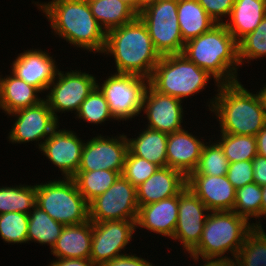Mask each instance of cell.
<instances>
[{
    "mask_svg": "<svg viewBox=\"0 0 266 266\" xmlns=\"http://www.w3.org/2000/svg\"><path fill=\"white\" fill-rule=\"evenodd\" d=\"M253 174L252 160L229 163L227 177L236 190L254 183Z\"/></svg>",
    "mask_w": 266,
    "mask_h": 266,
    "instance_id": "obj_40",
    "label": "cell"
},
{
    "mask_svg": "<svg viewBox=\"0 0 266 266\" xmlns=\"http://www.w3.org/2000/svg\"><path fill=\"white\" fill-rule=\"evenodd\" d=\"M104 56L114 57L118 74H134L150 78L159 62L160 54L155 50L143 21L137 16L133 21L106 33Z\"/></svg>",
    "mask_w": 266,
    "mask_h": 266,
    "instance_id": "obj_3",
    "label": "cell"
},
{
    "mask_svg": "<svg viewBox=\"0 0 266 266\" xmlns=\"http://www.w3.org/2000/svg\"><path fill=\"white\" fill-rule=\"evenodd\" d=\"M265 16L266 0H235L231 15L225 19L224 24L239 42L254 31Z\"/></svg>",
    "mask_w": 266,
    "mask_h": 266,
    "instance_id": "obj_25",
    "label": "cell"
},
{
    "mask_svg": "<svg viewBox=\"0 0 266 266\" xmlns=\"http://www.w3.org/2000/svg\"><path fill=\"white\" fill-rule=\"evenodd\" d=\"M187 186V177L168 166L159 167L145 182L136 187L139 207L178 195Z\"/></svg>",
    "mask_w": 266,
    "mask_h": 266,
    "instance_id": "obj_21",
    "label": "cell"
},
{
    "mask_svg": "<svg viewBox=\"0 0 266 266\" xmlns=\"http://www.w3.org/2000/svg\"><path fill=\"white\" fill-rule=\"evenodd\" d=\"M158 0H138V12L148 6L149 4L155 3Z\"/></svg>",
    "mask_w": 266,
    "mask_h": 266,
    "instance_id": "obj_47",
    "label": "cell"
},
{
    "mask_svg": "<svg viewBox=\"0 0 266 266\" xmlns=\"http://www.w3.org/2000/svg\"><path fill=\"white\" fill-rule=\"evenodd\" d=\"M207 14L217 23L223 24V18L230 17L235 0H197Z\"/></svg>",
    "mask_w": 266,
    "mask_h": 266,
    "instance_id": "obj_41",
    "label": "cell"
},
{
    "mask_svg": "<svg viewBox=\"0 0 266 266\" xmlns=\"http://www.w3.org/2000/svg\"><path fill=\"white\" fill-rule=\"evenodd\" d=\"M178 219V195L139 207L136 228L172 238Z\"/></svg>",
    "mask_w": 266,
    "mask_h": 266,
    "instance_id": "obj_22",
    "label": "cell"
},
{
    "mask_svg": "<svg viewBox=\"0 0 266 266\" xmlns=\"http://www.w3.org/2000/svg\"><path fill=\"white\" fill-rule=\"evenodd\" d=\"M238 266H266V233L261 227H254L236 256Z\"/></svg>",
    "mask_w": 266,
    "mask_h": 266,
    "instance_id": "obj_32",
    "label": "cell"
},
{
    "mask_svg": "<svg viewBox=\"0 0 266 266\" xmlns=\"http://www.w3.org/2000/svg\"><path fill=\"white\" fill-rule=\"evenodd\" d=\"M89 220L103 222L112 220H134L138 215L136 187L120 175L103 194L89 203Z\"/></svg>",
    "mask_w": 266,
    "mask_h": 266,
    "instance_id": "obj_11",
    "label": "cell"
},
{
    "mask_svg": "<svg viewBox=\"0 0 266 266\" xmlns=\"http://www.w3.org/2000/svg\"><path fill=\"white\" fill-rule=\"evenodd\" d=\"M211 75L190 61L183 53L161 56L154 68L149 85L159 93L183 100L205 90Z\"/></svg>",
    "mask_w": 266,
    "mask_h": 266,
    "instance_id": "obj_6",
    "label": "cell"
},
{
    "mask_svg": "<svg viewBox=\"0 0 266 266\" xmlns=\"http://www.w3.org/2000/svg\"><path fill=\"white\" fill-rule=\"evenodd\" d=\"M36 206V184L0 186V214L21 212L29 214Z\"/></svg>",
    "mask_w": 266,
    "mask_h": 266,
    "instance_id": "obj_30",
    "label": "cell"
},
{
    "mask_svg": "<svg viewBox=\"0 0 266 266\" xmlns=\"http://www.w3.org/2000/svg\"><path fill=\"white\" fill-rule=\"evenodd\" d=\"M266 57V16L254 31L238 42V58L240 65L244 62ZM247 60V61H246Z\"/></svg>",
    "mask_w": 266,
    "mask_h": 266,
    "instance_id": "obj_37",
    "label": "cell"
},
{
    "mask_svg": "<svg viewBox=\"0 0 266 266\" xmlns=\"http://www.w3.org/2000/svg\"><path fill=\"white\" fill-rule=\"evenodd\" d=\"M262 189V201H261V216L266 219V185L261 186Z\"/></svg>",
    "mask_w": 266,
    "mask_h": 266,
    "instance_id": "obj_46",
    "label": "cell"
},
{
    "mask_svg": "<svg viewBox=\"0 0 266 266\" xmlns=\"http://www.w3.org/2000/svg\"><path fill=\"white\" fill-rule=\"evenodd\" d=\"M76 118L91 124H104L106 121L115 120L110 112L109 105L104 94L96 86L87 98L82 102Z\"/></svg>",
    "mask_w": 266,
    "mask_h": 266,
    "instance_id": "obj_36",
    "label": "cell"
},
{
    "mask_svg": "<svg viewBox=\"0 0 266 266\" xmlns=\"http://www.w3.org/2000/svg\"><path fill=\"white\" fill-rule=\"evenodd\" d=\"M101 266H155L145 258L138 257L137 254H125L110 261L104 262Z\"/></svg>",
    "mask_w": 266,
    "mask_h": 266,
    "instance_id": "obj_42",
    "label": "cell"
},
{
    "mask_svg": "<svg viewBox=\"0 0 266 266\" xmlns=\"http://www.w3.org/2000/svg\"><path fill=\"white\" fill-rule=\"evenodd\" d=\"M136 138H127L128 150L134 155L158 165L167 166L168 134L158 130L144 128Z\"/></svg>",
    "mask_w": 266,
    "mask_h": 266,
    "instance_id": "obj_26",
    "label": "cell"
},
{
    "mask_svg": "<svg viewBox=\"0 0 266 266\" xmlns=\"http://www.w3.org/2000/svg\"><path fill=\"white\" fill-rule=\"evenodd\" d=\"M97 86L96 77L81 70H71L67 72H57L56 78L52 81L46 91V98L49 108L54 117L59 120L58 113L70 112L76 115L82 102ZM49 90V91H48Z\"/></svg>",
    "mask_w": 266,
    "mask_h": 266,
    "instance_id": "obj_10",
    "label": "cell"
},
{
    "mask_svg": "<svg viewBox=\"0 0 266 266\" xmlns=\"http://www.w3.org/2000/svg\"><path fill=\"white\" fill-rule=\"evenodd\" d=\"M182 53L219 84L239 80L238 42L224 23L216 24L209 31L187 41Z\"/></svg>",
    "mask_w": 266,
    "mask_h": 266,
    "instance_id": "obj_4",
    "label": "cell"
},
{
    "mask_svg": "<svg viewBox=\"0 0 266 266\" xmlns=\"http://www.w3.org/2000/svg\"><path fill=\"white\" fill-rule=\"evenodd\" d=\"M120 175V172L111 170L77 171L72 178L79 192L89 203L106 192Z\"/></svg>",
    "mask_w": 266,
    "mask_h": 266,
    "instance_id": "obj_31",
    "label": "cell"
},
{
    "mask_svg": "<svg viewBox=\"0 0 266 266\" xmlns=\"http://www.w3.org/2000/svg\"><path fill=\"white\" fill-rule=\"evenodd\" d=\"M0 75V110L7 115L19 109L39 104L44 98L34 86L15 76L11 70L5 77Z\"/></svg>",
    "mask_w": 266,
    "mask_h": 266,
    "instance_id": "obj_24",
    "label": "cell"
},
{
    "mask_svg": "<svg viewBox=\"0 0 266 266\" xmlns=\"http://www.w3.org/2000/svg\"><path fill=\"white\" fill-rule=\"evenodd\" d=\"M53 179L36 184V205L64 225L89 220V205L73 178Z\"/></svg>",
    "mask_w": 266,
    "mask_h": 266,
    "instance_id": "obj_7",
    "label": "cell"
},
{
    "mask_svg": "<svg viewBox=\"0 0 266 266\" xmlns=\"http://www.w3.org/2000/svg\"><path fill=\"white\" fill-rule=\"evenodd\" d=\"M57 259V260H56ZM48 266H97L91 259L56 258Z\"/></svg>",
    "mask_w": 266,
    "mask_h": 266,
    "instance_id": "obj_44",
    "label": "cell"
},
{
    "mask_svg": "<svg viewBox=\"0 0 266 266\" xmlns=\"http://www.w3.org/2000/svg\"><path fill=\"white\" fill-rule=\"evenodd\" d=\"M59 127L52 131L39 150L60 170L63 178H72L78 171L85 140L74 131Z\"/></svg>",
    "mask_w": 266,
    "mask_h": 266,
    "instance_id": "obj_16",
    "label": "cell"
},
{
    "mask_svg": "<svg viewBox=\"0 0 266 266\" xmlns=\"http://www.w3.org/2000/svg\"><path fill=\"white\" fill-rule=\"evenodd\" d=\"M252 167L254 183L260 186L266 185V157L257 154L252 159Z\"/></svg>",
    "mask_w": 266,
    "mask_h": 266,
    "instance_id": "obj_43",
    "label": "cell"
},
{
    "mask_svg": "<svg viewBox=\"0 0 266 266\" xmlns=\"http://www.w3.org/2000/svg\"><path fill=\"white\" fill-rule=\"evenodd\" d=\"M158 168V165L151 163L144 158L134 156L128 150L121 175L133 186L138 187L153 175Z\"/></svg>",
    "mask_w": 266,
    "mask_h": 266,
    "instance_id": "obj_39",
    "label": "cell"
},
{
    "mask_svg": "<svg viewBox=\"0 0 266 266\" xmlns=\"http://www.w3.org/2000/svg\"><path fill=\"white\" fill-rule=\"evenodd\" d=\"M135 231L134 220L92 222L90 259L97 266H101L104 262L127 254L124 251L132 241Z\"/></svg>",
    "mask_w": 266,
    "mask_h": 266,
    "instance_id": "obj_12",
    "label": "cell"
},
{
    "mask_svg": "<svg viewBox=\"0 0 266 266\" xmlns=\"http://www.w3.org/2000/svg\"><path fill=\"white\" fill-rule=\"evenodd\" d=\"M187 186L210 211H232L236 189L227 175H189Z\"/></svg>",
    "mask_w": 266,
    "mask_h": 266,
    "instance_id": "obj_19",
    "label": "cell"
},
{
    "mask_svg": "<svg viewBox=\"0 0 266 266\" xmlns=\"http://www.w3.org/2000/svg\"><path fill=\"white\" fill-rule=\"evenodd\" d=\"M250 222L234 211H210L200 242L189 257L236 258L245 237L254 228Z\"/></svg>",
    "mask_w": 266,
    "mask_h": 266,
    "instance_id": "obj_5",
    "label": "cell"
},
{
    "mask_svg": "<svg viewBox=\"0 0 266 266\" xmlns=\"http://www.w3.org/2000/svg\"><path fill=\"white\" fill-rule=\"evenodd\" d=\"M210 210L186 186L178 194V219L172 240H178L188 254L200 242Z\"/></svg>",
    "mask_w": 266,
    "mask_h": 266,
    "instance_id": "obj_15",
    "label": "cell"
},
{
    "mask_svg": "<svg viewBox=\"0 0 266 266\" xmlns=\"http://www.w3.org/2000/svg\"><path fill=\"white\" fill-rule=\"evenodd\" d=\"M215 91L207 106L219 122L220 133L256 136L266 125V106L260 90L253 94L236 81L220 84Z\"/></svg>",
    "mask_w": 266,
    "mask_h": 266,
    "instance_id": "obj_1",
    "label": "cell"
},
{
    "mask_svg": "<svg viewBox=\"0 0 266 266\" xmlns=\"http://www.w3.org/2000/svg\"><path fill=\"white\" fill-rule=\"evenodd\" d=\"M260 92L263 96L264 102H265V106H266V84L264 85L263 88H260Z\"/></svg>",
    "mask_w": 266,
    "mask_h": 266,
    "instance_id": "obj_49",
    "label": "cell"
},
{
    "mask_svg": "<svg viewBox=\"0 0 266 266\" xmlns=\"http://www.w3.org/2000/svg\"><path fill=\"white\" fill-rule=\"evenodd\" d=\"M261 186L256 183H251L236 190V199L234 203V211L236 214L249 219L258 220L253 223L254 227H261V201H262ZM256 218V219H253Z\"/></svg>",
    "mask_w": 266,
    "mask_h": 266,
    "instance_id": "obj_34",
    "label": "cell"
},
{
    "mask_svg": "<svg viewBox=\"0 0 266 266\" xmlns=\"http://www.w3.org/2000/svg\"><path fill=\"white\" fill-rule=\"evenodd\" d=\"M201 138L199 139V136L193 135L185 128L168 134L167 166L188 177L198 166L205 144L204 137Z\"/></svg>",
    "mask_w": 266,
    "mask_h": 266,
    "instance_id": "obj_20",
    "label": "cell"
},
{
    "mask_svg": "<svg viewBox=\"0 0 266 266\" xmlns=\"http://www.w3.org/2000/svg\"><path fill=\"white\" fill-rule=\"evenodd\" d=\"M84 1H87L89 3V2L97 1V0H84Z\"/></svg>",
    "mask_w": 266,
    "mask_h": 266,
    "instance_id": "obj_50",
    "label": "cell"
},
{
    "mask_svg": "<svg viewBox=\"0 0 266 266\" xmlns=\"http://www.w3.org/2000/svg\"><path fill=\"white\" fill-rule=\"evenodd\" d=\"M97 87L104 94L113 117L118 122L132 120L142 113L149 79L134 74L113 73Z\"/></svg>",
    "mask_w": 266,
    "mask_h": 266,
    "instance_id": "obj_9",
    "label": "cell"
},
{
    "mask_svg": "<svg viewBox=\"0 0 266 266\" xmlns=\"http://www.w3.org/2000/svg\"><path fill=\"white\" fill-rule=\"evenodd\" d=\"M92 242V221L65 225L51 254L56 258L90 259Z\"/></svg>",
    "mask_w": 266,
    "mask_h": 266,
    "instance_id": "obj_23",
    "label": "cell"
},
{
    "mask_svg": "<svg viewBox=\"0 0 266 266\" xmlns=\"http://www.w3.org/2000/svg\"><path fill=\"white\" fill-rule=\"evenodd\" d=\"M65 225L52 219L37 205L28 214L27 243L36 242L49 245L50 250L56 244Z\"/></svg>",
    "mask_w": 266,
    "mask_h": 266,
    "instance_id": "obj_29",
    "label": "cell"
},
{
    "mask_svg": "<svg viewBox=\"0 0 266 266\" xmlns=\"http://www.w3.org/2000/svg\"><path fill=\"white\" fill-rule=\"evenodd\" d=\"M215 140L223 150L229 163L252 160L257 155L255 136L219 133Z\"/></svg>",
    "mask_w": 266,
    "mask_h": 266,
    "instance_id": "obj_33",
    "label": "cell"
},
{
    "mask_svg": "<svg viewBox=\"0 0 266 266\" xmlns=\"http://www.w3.org/2000/svg\"><path fill=\"white\" fill-rule=\"evenodd\" d=\"M177 14L184 43L209 31L217 24L197 0H178Z\"/></svg>",
    "mask_w": 266,
    "mask_h": 266,
    "instance_id": "obj_27",
    "label": "cell"
},
{
    "mask_svg": "<svg viewBox=\"0 0 266 266\" xmlns=\"http://www.w3.org/2000/svg\"><path fill=\"white\" fill-rule=\"evenodd\" d=\"M205 142L197 168L190 175H227L229 161L220 145L214 140Z\"/></svg>",
    "mask_w": 266,
    "mask_h": 266,
    "instance_id": "obj_35",
    "label": "cell"
},
{
    "mask_svg": "<svg viewBox=\"0 0 266 266\" xmlns=\"http://www.w3.org/2000/svg\"><path fill=\"white\" fill-rule=\"evenodd\" d=\"M182 100L165 95L154 90L148 85L142 111L147 118L146 127L167 134L184 129V110Z\"/></svg>",
    "mask_w": 266,
    "mask_h": 266,
    "instance_id": "obj_17",
    "label": "cell"
},
{
    "mask_svg": "<svg viewBox=\"0 0 266 266\" xmlns=\"http://www.w3.org/2000/svg\"><path fill=\"white\" fill-rule=\"evenodd\" d=\"M28 215L21 212L0 214V237L9 244L27 243Z\"/></svg>",
    "mask_w": 266,
    "mask_h": 266,
    "instance_id": "obj_38",
    "label": "cell"
},
{
    "mask_svg": "<svg viewBox=\"0 0 266 266\" xmlns=\"http://www.w3.org/2000/svg\"><path fill=\"white\" fill-rule=\"evenodd\" d=\"M50 22L52 33L81 50L102 53L106 33L94 18L89 3L84 0H52L34 2Z\"/></svg>",
    "mask_w": 266,
    "mask_h": 266,
    "instance_id": "obj_2",
    "label": "cell"
},
{
    "mask_svg": "<svg viewBox=\"0 0 266 266\" xmlns=\"http://www.w3.org/2000/svg\"><path fill=\"white\" fill-rule=\"evenodd\" d=\"M92 137L85 142L78 171L111 170L122 173L128 152L127 134Z\"/></svg>",
    "mask_w": 266,
    "mask_h": 266,
    "instance_id": "obj_14",
    "label": "cell"
},
{
    "mask_svg": "<svg viewBox=\"0 0 266 266\" xmlns=\"http://www.w3.org/2000/svg\"><path fill=\"white\" fill-rule=\"evenodd\" d=\"M257 144V154L266 157V125L255 136Z\"/></svg>",
    "mask_w": 266,
    "mask_h": 266,
    "instance_id": "obj_45",
    "label": "cell"
},
{
    "mask_svg": "<svg viewBox=\"0 0 266 266\" xmlns=\"http://www.w3.org/2000/svg\"><path fill=\"white\" fill-rule=\"evenodd\" d=\"M89 6L105 33L133 21L138 16V12L124 0H97L89 2Z\"/></svg>",
    "mask_w": 266,
    "mask_h": 266,
    "instance_id": "obj_28",
    "label": "cell"
},
{
    "mask_svg": "<svg viewBox=\"0 0 266 266\" xmlns=\"http://www.w3.org/2000/svg\"><path fill=\"white\" fill-rule=\"evenodd\" d=\"M43 49H28L18 54L12 61L11 72L27 84L45 93L59 70L57 62Z\"/></svg>",
    "mask_w": 266,
    "mask_h": 266,
    "instance_id": "obj_18",
    "label": "cell"
},
{
    "mask_svg": "<svg viewBox=\"0 0 266 266\" xmlns=\"http://www.w3.org/2000/svg\"><path fill=\"white\" fill-rule=\"evenodd\" d=\"M177 8L178 0H158L138 12L160 56L183 52Z\"/></svg>",
    "mask_w": 266,
    "mask_h": 266,
    "instance_id": "obj_8",
    "label": "cell"
},
{
    "mask_svg": "<svg viewBox=\"0 0 266 266\" xmlns=\"http://www.w3.org/2000/svg\"><path fill=\"white\" fill-rule=\"evenodd\" d=\"M8 116L16 118L8 133V141L16 145L36 141L38 149L42 147L52 131L60 125L45 100L35 106L14 111Z\"/></svg>",
    "mask_w": 266,
    "mask_h": 266,
    "instance_id": "obj_13",
    "label": "cell"
},
{
    "mask_svg": "<svg viewBox=\"0 0 266 266\" xmlns=\"http://www.w3.org/2000/svg\"><path fill=\"white\" fill-rule=\"evenodd\" d=\"M138 12V0H124Z\"/></svg>",
    "mask_w": 266,
    "mask_h": 266,
    "instance_id": "obj_48",
    "label": "cell"
}]
</instances>
